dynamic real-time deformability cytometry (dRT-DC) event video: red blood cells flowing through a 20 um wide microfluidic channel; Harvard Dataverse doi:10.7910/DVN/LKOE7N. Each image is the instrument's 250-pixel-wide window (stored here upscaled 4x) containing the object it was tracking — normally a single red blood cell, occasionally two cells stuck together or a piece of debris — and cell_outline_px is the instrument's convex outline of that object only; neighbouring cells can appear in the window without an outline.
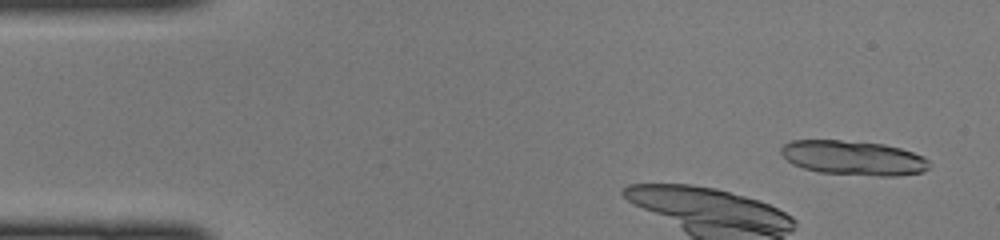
{"species": "common noctule bat (a hibernating species)", "species_latin": "Nyctalus noctula", "temperature_condition": "cold", "stored_images_in_passage": 10, "camera_frame_rate_fps": 3000, "um_per_image_px": 0.085, "animal": {"sex": "female", "body_mass_g": 22.0, "forearm_length_mm": 56.7}, "frame": {"image": 1, "passage_image": 2, "time_ms": 0.333, "image_size_px": [1000, 240], "cell_outline_px": [[932, 164], [924, 172], [896, 176], [876, 176], [820, 172], [804, 168], [792, 164], [780, 152], [780, 148], [784, 144], [792, 140], [840, 140], [884, 144], [900, 148], [924, 156]], "centroid_in_image_um": [72.57, 13.42], "position_along_channel_um": 12.4, "area_um2": 29.88}}